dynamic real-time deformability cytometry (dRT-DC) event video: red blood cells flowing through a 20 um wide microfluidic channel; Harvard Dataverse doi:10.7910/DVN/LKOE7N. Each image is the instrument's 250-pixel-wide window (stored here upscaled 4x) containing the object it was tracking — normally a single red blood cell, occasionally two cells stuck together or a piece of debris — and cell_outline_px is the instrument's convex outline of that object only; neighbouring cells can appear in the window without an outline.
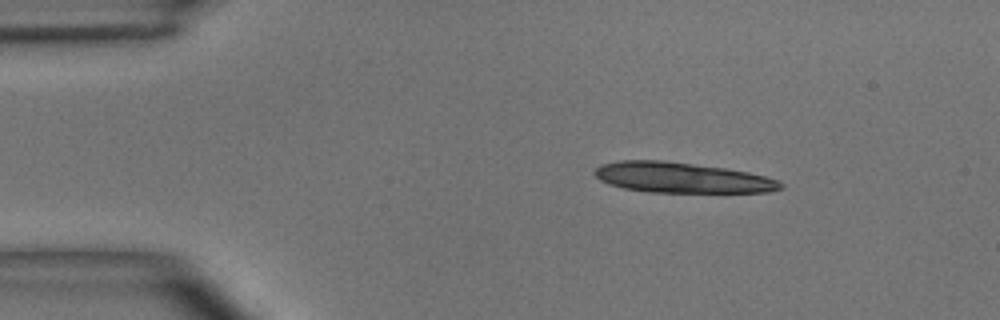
{"species": "common noctule bat (a hibernating species)", "species_latin": "Nyctalus noctula", "temperature_condition": "room temperature", "stored_images_in_passage": 3, "camera_frame_rate_fps": 3000, "um_per_image_px": 0.085, "animal": {"sex": "male", "body_mass_g": 15.6}, "frame": {"image": 1, "passage_image": 1, "time_ms": 0.0, "image_size_px": [1000, 320], "cell_outline_px": [[784, 188], [768, 192], [648, 192], [624, 188], [608, 184], [600, 180], [592, 172], [600, 164], [620, 160], [664, 160], [724, 168], [748, 172], [780, 180], [784, 184]], "centroid_in_image_um": [57.94, 15.1], "position_along_channel_um": 27.1, "area_um2": 33.06}}